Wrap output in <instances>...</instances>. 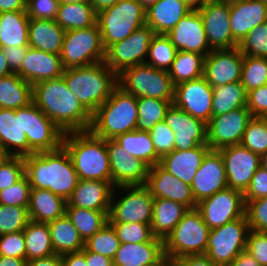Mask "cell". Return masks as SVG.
<instances>
[{"mask_svg":"<svg viewBox=\"0 0 267 266\" xmlns=\"http://www.w3.org/2000/svg\"><path fill=\"white\" fill-rule=\"evenodd\" d=\"M247 104V92L241 81L213 88L212 117L228 113Z\"/></svg>","mask_w":267,"mask_h":266,"instance_id":"60d3db41","label":"cell"},{"mask_svg":"<svg viewBox=\"0 0 267 266\" xmlns=\"http://www.w3.org/2000/svg\"><path fill=\"white\" fill-rule=\"evenodd\" d=\"M229 7L230 28L238 44L254 27L267 21V3L262 0H245Z\"/></svg>","mask_w":267,"mask_h":266,"instance_id":"83f0119b","label":"cell"},{"mask_svg":"<svg viewBox=\"0 0 267 266\" xmlns=\"http://www.w3.org/2000/svg\"><path fill=\"white\" fill-rule=\"evenodd\" d=\"M190 186L197 203L228 187L224 162L219 150H209L206 153Z\"/></svg>","mask_w":267,"mask_h":266,"instance_id":"603a6c76","label":"cell"},{"mask_svg":"<svg viewBox=\"0 0 267 266\" xmlns=\"http://www.w3.org/2000/svg\"><path fill=\"white\" fill-rule=\"evenodd\" d=\"M164 240L154 237L143 243H121L114 266L165 265Z\"/></svg>","mask_w":267,"mask_h":266,"instance_id":"484cf974","label":"cell"},{"mask_svg":"<svg viewBox=\"0 0 267 266\" xmlns=\"http://www.w3.org/2000/svg\"><path fill=\"white\" fill-rule=\"evenodd\" d=\"M252 118L246 106L211 117L207 123V145L210 150L240 144Z\"/></svg>","mask_w":267,"mask_h":266,"instance_id":"9a60e30c","label":"cell"},{"mask_svg":"<svg viewBox=\"0 0 267 266\" xmlns=\"http://www.w3.org/2000/svg\"><path fill=\"white\" fill-rule=\"evenodd\" d=\"M145 10L151 5L156 4L159 0H136Z\"/></svg>","mask_w":267,"mask_h":266,"instance_id":"b9fcfbb0","label":"cell"},{"mask_svg":"<svg viewBox=\"0 0 267 266\" xmlns=\"http://www.w3.org/2000/svg\"><path fill=\"white\" fill-rule=\"evenodd\" d=\"M238 48L243 55L267 58V21L254 27Z\"/></svg>","mask_w":267,"mask_h":266,"instance_id":"f907efd6","label":"cell"},{"mask_svg":"<svg viewBox=\"0 0 267 266\" xmlns=\"http://www.w3.org/2000/svg\"><path fill=\"white\" fill-rule=\"evenodd\" d=\"M219 151L224 162L228 187L244 194L255 171L261 166L260 155L241 144L226 146Z\"/></svg>","mask_w":267,"mask_h":266,"instance_id":"2e32d148","label":"cell"},{"mask_svg":"<svg viewBox=\"0 0 267 266\" xmlns=\"http://www.w3.org/2000/svg\"><path fill=\"white\" fill-rule=\"evenodd\" d=\"M28 140V155L54 151L62 146L64 132L33 102L15 110Z\"/></svg>","mask_w":267,"mask_h":266,"instance_id":"30bf717a","label":"cell"},{"mask_svg":"<svg viewBox=\"0 0 267 266\" xmlns=\"http://www.w3.org/2000/svg\"><path fill=\"white\" fill-rule=\"evenodd\" d=\"M261 166L267 169V153L260 156Z\"/></svg>","mask_w":267,"mask_h":266,"instance_id":"deb4b68c","label":"cell"},{"mask_svg":"<svg viewBox=\"0 0 267 266\" xmlns=\"http://www.w3.org/2000/svg\"><path fill=\"white\" fill-rule=\"evenodd\" d=\"M32 101V85L17 73L0 79V108L16 110L28 106Z\"/></svg>","mask_w":267,"mask_h":266,"instance_id":"8d00e7d4","label":"cell"},{"mask_svg":"<svg viewBox=\"0 0 267 266\" xmlns=\"http://www.w3.org/2000/svg\"><path fill=\"white\" fill-rule=\"evenodd\" d=\"M244 55L238 47L213 49L204 59L203 77L211 87L241 81Z\"/></svg>","mask_w":267,"mask_h":266,"instance_id":"d6986e66","label":"cell"},{"mask_svg":"<svg viewBox=\"0 0 267 266\" xmlns=\"http://www.w3.org/2000/svg\"><path fill=\"white\" fill-rule=\"evenodd\" d=\"M209 232L200 212L189 209L164 240L166 258L178 260L186 255L206 254Z\"/></svg>","mask_w":267,"mask_h":266,"instance_id":"52a82bcc","label":"cell"},{"mask_svg":"<svg viewBox=\"0 0 267 266\" xmlns=\"http://www.w3.org/2000/svg\"><path fill=\"white\" fill-rule=\"evenodd\" d=\"M9 74H12L11 69L2 51V48H0V79Z\"/></svg>","mask_w":267,"mask_h":266,"instance_id":"34e18365","label":"cell"},{"mask_svg":"<svg viewBox=\"0 0 267 266\" xmlns=\"http://www.w3.org/2000/svg\"><path fill=\"white\" fill-rule=\"evenodd\" d=\"M177 51L167 35L155 34L149 45L148 60L145 64L168 71L175 60Z\"/></svg>","mask_w":267,"mask_h":266,"instance_id":"f6af8a7d","label":"cell"},{"mask_svg":"<svg viewBox=\"0 0 267 266\" xmlns=\"http://www.w3.org/2000/svg\"><path fill=\"white\" fill-rule=\"evenodd\" d=\"M62 77L80 103L93 114L118 86V75L105 62L66 68Z\"/></svg>","mask_w":267,"mask_h":266,"instance_id":"277c9868","label":"cell"},{"mask_svg":"<svg viewBox=\"0 0 267 266\" xmlns=\"http://www.w3.org/2000/svg\"><path fill=\"white\" fill-rule=\"evenodd\" d=\"M29 221L28 207L0 205V236L23 231Z\"/></svg>","mask_w":267,"mask_h":266,"instance_id":"681fc988","label":"cell"},{"mask_svg":"<svg viewBox=\"0 0 267 266\" xmlns=\"http://www.w3.org/2000/svg\"><path fill=\"white\" fill-rule=\"evenodd\" d=\"M33 103L64 133L88 131L92 114L66 86L63 77L32 86Z\"/></svg>","mask_w":267,"mask_h":266,"instance_id":"6da1fadb","label":"cell"},{"mask_svg":"<svg viewBox=\"0 0 267 266\" xmlns=\"http://www.w3.org/2000/svg\"><path fill=\"white\" fill-rule=\"evenodd\" d=\"M149 134L153 141L156 154L160 158L171 153L174 150V132L164 121L156 123Z\"/></svg>","mask_w":267,"mask_h":266,"instance_id":"11a10c76","label":"cell"},{"mask_svg":"<svg viewBox=\"0 0 267 266\" xmlns=\"http://www.w3.org/2000/svg\"><path fill=\"white\" fill-rule=\"evenodd\" d=\"M190 11L180 0H159L146 10V25L155 34L167 35Z\"/></svg>","mask_w":267,"mask_h":266,"instance_id":"f546056e","label":"cell"},{"mask_svg":"<svg viewBox=\"0 0 267 266\" xmlns=\"http://www.w3.org/2000/svg\"><path fill=\"white\" fill-rule=\"evenodd\" d=\"M25 250L23 231L0 236V256L25 259Z\"/></svg>","mask_w":267,"mask_h":266,"instance_id":"6f0895ef","label":"cell"},{"mask_svg":"<svg viewBox=\"0 0 267 266\" xmlns=\"http://www.w3.org/2000/svg\"><path fill=\"white\" fill-rule=\"evenodd\" d=\"M25 239L26 261L39 259L55 254L47 223L30 220L23 230Z\"/></svg>","mask_w":267,"mask_h":266,"instance_id":"ab89813d","label":"cell"},{"mask_svg":"<svg viewBox=\"0 0 267 266\" xmlns=\"http://www.w3.org/2000/svg\"><path fill=\"white\" fill-rule=\"evenodd\" d=\"M118 86L135 97L173 101L174 85L168 71L140 64L118 74Z\"/></svg>","mask_w":267,"mask_h":266,"instance_id":"ba28073f","label":"cell"},{"mask_svg":"<svg viewBox=\"0 0 267 266\" xmlns=\"http://www.w3.org/2000/svg\"><path fill=\"white\" fill-rule=\"evenodd\" d=\"M245 215L250 230L255 232H267V197L244 200Z\"/></svg>","mask_w":267,"mask_h":266,"instance_id":"db71d44e","label":"cell"},{"mask_svg":"<svg viewBox=\"0 0 267 266\" xmlns=\"http://www.w3.org/2000/svg\"><path fill=\"white\" fill-rule=\"evenodd\" d=\"M205 57L195 52L177 51L175 60L168 70L174 86L203 76Z\"/></svg>","mask_w":267,"mask_h":266,"instance_id":"7bdbcfd3","label":"cell"},{"mask_svg":"<svg viewBox=\"0 0 267 266\" xmlns=\"http://www.w3.org/2000/svg\"><path fill=\"white\" fill-rule=\"evenodd\" d=\"M59 4H90V0H58Z\"/></svg>","mask_w":267,"mask_h":266,"instance_id":"09005b40","label":"cell"},{"mask_svg":"<svg viewBox=\"0 0 267 266\" xmlns=\"http://www.w3.org/2000/svg\"><path fill=\"white\" fill-rule=\"evenodd\" d=\"M250 232L246 215L210 229L206 255L214 264L225 266L246 250Z\"/></svg>","mask_w":267,"mask_h":266,"instance_id":"8fae6325","label":"cell"},{"mask_svg":"<svg viewBox=\"0 0 267 266\" xmlns=\"http://www.w3.org/2000/svg\"><path fill=\"white\" fill-rule=\"evenodd\" d=\"M119 0H90V4L94 7L96 12L110 7L117 3Z\"/></svg>","mask_w":267,"mask_h":266,"instance_id":"753ad0ef","label":"cell"},{"mask_svg":"<svg viewBox=\"0 0 267 266\" xmlns=\"http://www.w3.org/2000/svg\"><path fill=\"white\" fill-rule=\"evenodd\" d=\"M67 201L50 190L31 188L28 206L29 218L40 223H49L65 214Z\"/></svg>","mask_w":267,"mask_h":266,"instance_id":"1f68e13d","label":"cell"},{"mask_svg":"<svg viewBox=\"0 0 267 266\" xmlns=\"http://www.w3.org/2000/svg\"><path fill=\"white\" fill-rule=\"evenodd\" d=\"M60 55L29 47L17 74L32 86L38 82L62 77Z\"/></svg>","mask_w":267,"mask_h":266,"instance_id":"d4e9b609","label":"cell"},{"mask_svg":"<svg viewBox=\"0 0 267 266\" xmlns=\"http://www.w3.org/2000/svg\"><path fill=\"white\" fill-rule=\"evenodd\" d=\"M240 144L260 156L267 153V118L253 117Z\"/></svg>","mask_w":267,"mask_h":266,"instance_id":"c3c4849f","label":"cell"},{"mask_svg":"<svg viewBox=\"0 0 267 266\" xmlns=\"http://www.w3.org/2000/svg\"><path fill=\"white\" fill-rule=\"evenodd\" d=\"M27 266H62L61 255L53 254L47 257L27 261Z\"/></svg>","mask_w":267,"mask_h":266,"instance_id":"89a4df30","label":"cell"},{"mask_svg":"<svg viewBox=\"0 0 267 266\" xmlns=\"http://www.w3.org/2000/svg\"><path fill=\"white\" fill-rule=\"evenodd\" d=\"M62 266H88L85 255L79 252L61 255Z\"/></svg>","mask_w":267,"mask_h":266,"instance_id":"003e7915","label":"cell"},{"mask_svg":"<svg viewBox=\"0 0 267 266\" xmlns=\"http://www.w3.org/2000/svg\"><path fill=\"white\" fill-rule=\"evenodd\" d=\"M26 11L0 13V48L29 47Z\"/></svg>","mask_w":267,"mask_h":266,"instance_id":"e575fe53","label":"cell"},{"mask_svg":"<svg viewBox=\"0 0 267 266\" xmlns=\"http://www.w3.org/2000/svg\"><path fill=\"white\" fill-rule=\"evenodd\" d=\"M243 195L244 200H255L267 197V169L260 166L255 171L251 183Z\"/></svg>","mask_w":267,"mask_h":266,"instance_id":"6125c7cd","label":"cell"},{"mask_svg":"<svg viewBox=\"0 0 267 266\" xmlns=\"http://www.w3.org/2000/svg\"><path fill=\"white\" fill-rule=\"evenodd\" d=\"M0 266H27L26 259L0 256Z\"/></svg>","mask_w":267,"mask_h":266,"instance_id":"8c879c8a","label":"cell"},{"mask_svg":"<svg viewBox=\"0 0 267 266\" xmlns=\"http://www.w3.org/2000/svg\"><path fill=\"white\" fill-rule=\"evenodd\" d=\"M154 35L153 29L146 24L136 29L127 38L105 50V64L117 75L128 67L145 64Z\"/></svg>","mask_w":267,"mask_h":266,"instance_id":"4fadbf2b","label":"cell"},{"mask_svg":"<svg viewBox=\"0 0 267 266\" xmlns=\"http://www.w3.org/2000/svg\"><path fill=\"white\" fill-rule=\"evenodd\" d=\"M225 266H261V265L247 250H244L229 264Z\"/></svg>","mask_w":267,"mask_h":266,"instance_id":"a7ac6f4b","label":"cell"},{"mask_svg":"<svg viewBox=\"0 0 267 266\" xmlns=\"http://www.w3.org/2000/svg\"><path fill=\"white\" fill-rule=\"evenodd\" d=\"M164 122L174 132V149L188 150L207 145V123L175 107L166 112Z\"/></svg>","mask_w":267,"mask_h":266,"instance_id":"44dd1931","label":"cell"},{"mask_svg":"<svg viewBox=\"0 0 267 266\" xmlns=\"http://www.w3.org/2000/svg\"><path fill=\"white\" fill-rule=\"evenodd\" d=\"M64 34L65 30L54 20L29 19V47L46 53L60 55Z\"/></svg>","mask_w":267,"mask_h":266,"instance_id":"4dcf8cb0","label":"cell"},{"mask_svg":"<svg viewBox=\"0 0 267 266\" xmlns=\"http://www.w3.org/2000/svg\"><path fill=\"white\" fill-rule=\"evenodd\" d=\"M114 186L107 181L79 180L66 206L109 211Z\"/></svg>","mask_w":267,"mask_h":266,"instance_id":"4316f807","label":"cell"},{"mask_svg":"<svg viewBox=\"0 0 267 266\" xmlns=\"http://www.w3.org/2000/svg\"><path fill=\"white\" fill-rule=\"evenodd\" d=\"M29 47H4L2 51L8 61L12 73L20 70L21 64L27 54Z\"/></svg>","mask_w":267,"mask_h":266,"instance_id":"be15d7a7","label":"cell"},{"mask_svg":"<svg viewBox=\"0 0 267 266\" xmlns=\"http://www.w3.org/2000/svg\"><path fill=\"white\" fill-rule=\"evenodd\" d=\"M24 166L31 188L50 190L66 201L80 180L63 146L24 157Z\"/></svg>","mask_w":267,"mask_h":266,"instance_id":"7a4b0ae2","label":"cell"},{"mask_svg":"<svg viewBox=\"0 0 267 266\" xmlns=\"http://www.w3.org/2000/svg\"><path fill=\"white\" fill-rule=\"evenodd\" d=\"M196 209L210 229L220 227L245 215L244 195L227 187L199 201Z\"/></svg>","mask_w":267,"mask_h":266,"instance_id":"5bb4252c","label":"cell"},{"mask_svg":"<svg viewBox=\"0 0 267 266\" xmlns=\"http://www.w3.org/2000/svg\"><path fill=\"white\" fill-rule=\"evenodd\" d=\"M213 87L202 76L174 87L173 105L208 123L212 117Z\"/></svg>","mask_w":267,"mask_h":266,"instance_id":"e0dca14e","label":"cell"},{"mask_svg":"<svg viewBox=\"0 0 267 266\" xmlns=\"http://www.w3.org/2000/svg\"><path fill=\"white\" fill-rule=\"evenodd\" d=\"M165 266H184L179 260L166 259Z\"/></svg>","mask_w":267,"mask_h":266,"instance_id":"979ff035","label":"cell"},{"mask_svg":"<svg viewBox=\"0 0 267 266\" xmlns=\"http://www.w3.org/2000/svg\"><path fill=\"white\" fill-rule=\"evenodd\" d=\"M173 101L155 98H137L138 119L136 130L150 132L156 123L164 121L165 115Z\"/></svg>","mask_w":267,"mask_h":266,"instance_id":"ee69618b","label":"cell"},{"mask_svg":"<svg viewBox=\"0 0 267 266\" xmlns=\"http://www.w3.org/2000/svg\"><path fill=\"white\" fill-rule=\"evenodd\" d=\"M110 224L115 229L121 243H143L154 238L149 224L138 222Z\"/></svg>","mask_w":267,"mask_h":266,"instance_id":"816d5d0a","label":"cell"},{"mask_svg":"<svg viewBox=\"0 0 267 266\" xmlns=\"http://www.w3.org/2000/svg\"><path fill=\"white\" fill-rule=\"evenodd\" d=\"M137 97L117 86L110 97L92 114L90 131L105 140L136 130Z\"/></svg>","mask_w":267,"mask_h":266,"instance_id":"5b68a950","label":"cell"},{"mask_svg":"<svg viewBox=\"0 0 267 266\" xmlns=\"http://www.w3.org/2000/svg\"><path fill=\"white\" fill-rule=\"evenodd\" d=\"M26 11L22 0H0V13Z\"/></svg>","mask_w":267,"mask_h":266,"instance_id":"2644e50d","label":"cell"},{"mask_svg":"<svg viewBox=\"0 0 267 266\" xmlns=\"http://www.w3.org/2000/svg\"><path fill=\"white\" fill-rule=\"evenodd\" d=\"M131 156L141 159L149 167L160 162L149 132L133 130L114 139Z\"/></svg>","mask_w":267,"mask_h":266,"instance_id":"74e56055","label":"cell"},{"mask_svg":"<svg viewBox=\"0 0 267 266\" xmlns=\"http://www.w3.org/2000/svg\"><path fill=\"white\" fill-rule=\"evenodd\" d=\"M219 1L225 2V3H227L228 5H232V4H236V3L243 2V1H245V0H219Z\"/></svg>","mask_w":267,"mask_h":266,"instance_id":"67dfc351","label":"cell"},{"mask_svg":"<svg viewBox=\"0 0 267 266\" xmlns=\"http://www.w3.org/2000/svg\"><path fill=\"white\" fill-rule=\"evenodd\" d=\"M210 48L238 47L230 28V7L219 0H208L199 10Z\"/></svg>","mask_w":267,"mask_h":266,"instance_id":"ac0fdd59","label":"cell"},{"mask_svg":"<svg viewBox=\"0 0 267 266\" xmlns=\"http://www.w3.org/2000/svg\"><path fill=\"white\" fill-rule=\"evenodd\" d=\"M24 176V157L12 156L0 166V191L12 186Z\"/></svg>","mask_w":267,"mask_h":266,"instance_id":"9f6ffc18","label":"cell"},{"mask_svg":"<svg viewBox=\"0 0 267 266\" xmlns=\"http://www.w3.org/2000/svg\"><path fill=\"white\" fill-rule=\"evenodd\" d=\"M167 36L178 51L195 52L204 57L212 51L198 10H191L181 18Z\"/></svg>","mask_w":267,"mask_h":266,"instance_id":"cb8c5ba5","label":"cell"},{"mask_svg":"<svg viewBox=\"0 0 267 266\" xmlns=\"http://www.w3.org/2000/svg\"><path fill=\"white\" fill-rule=\"evenodd\" d=\"M96 23L104 49L146 24V10L136 0H119L97 12Z\"/></svg>","mask_w":267,"mask_h":266,"instance_id":"8992f818","label":"cell"},{"mask_svg":"<svg viewBox=\"0 0 267 266\" xmlns=\"http://www.w3.org/2000/svg\"><path fill=\"white\" fill-rule=\"evenodd\" d=\"M47 225L55 254L63 255L79 252L85 247V242L79 231L66 214L47 223Z\"/></svg>","mask_w":267,"mask_h":266,"instance_id":"d590c367","label":"cell"},{"mask_svg":"<svg viewBox=\"0 0 267 266\" xmlns=\"http://www.w3.org/2000/svg\"><path fill=\"white\" fill-rule=\"evenodd\" d=\"M58 7V0H30L25 10L29 18L55 20Z\"/></svg>","mask_w":267,"mask_h":266,"instance_id":"680465c9","label":"cell"},{"mask_svg":"<svg viewBox=\"0 0 267 266\" xmlns=\"http://www.w3.org/2000/svg\"><path fill=\"white\" fill-rule=\"evenodd\" d=\"M145 186L154 198L179 202L188 209L197 206L191 186L173 176L159 163L150 167Z\"/></svg>","mask_w":267,"mask_h":266,"instance_id":"7402d4cb","label":"cell"},{"mask_svg":"<svg viewBox=\"0 0 267 266\" xmlns=\"http://www.w3.org/2000/svg\"><path fill=\"white\" fill-rule=\"evenodd\" d=\"M184 266H219L206 254L186 255L178 259Z\"/></svg>","mask_w":267,"mask_h":266,"instance_id":"03108f58","label":"cell"},{"mask_svg":"<svg viewBox=\"0 0 267 266\" xmlns=\"http://www.w3.org/2000/svg\"><path fill=\"white\" fill-rule=\"evenodd\" d=\"M120 244L115 229L107 222L98 232L85 241V248L88 251L114 259Z\"/></svg>","mask_w":267,"mask_h":266,"instance_id":"7dc6e473","label":"cell"},{"mask_svg":"<svg viewBox=\"0 0 267 266\" xmlns=\"http://www.w3.org/2000/svg\"><path fill=\"white\" fill-rule=\"evenodd\" d=\"M208 145H199L188 150H176L163 156L159 164L176 178L191 185L206 153Z\"/></svg>","mask_w":267,"mask_h":266,"instance_id":"f1b7e54d","label":"cell"},{"mask_svg":"<svg viewBox=\"0 0 267 266\" xmlns=\"http://www.w3.org/2000/svg\"><path fill=\"white\" fill-rule=\"evenodd\" d=\"M31 185L26 176L0 191V205L28 207Z\"/></svg>","mask_w":267,"mask_h":266,"instance_id":"f5cc1de1","label":"cell"},{"mask_svg":"<svg viewBox=\"0 0 267 266\" xmlns=\"http://www.w3.org/2000/svg\"><path fill=\"white\" fill-rule=\"evenodd\" d=\"M60 58L64 69L103 62L105 49L97 23L89 28L65 31Z\"/></svg>","mask_w":267,"mask_h":266,"instance_id":"9c48e42d","label":"cell"},{"mask_svg":"<svg viewBox=\"0 0 267 266\" xmlns=\"http://www.w3.org/2000/svg\"><path fill=\"white\" fill-rule=\"evenodd\" d=\"M22 1L26 5L30 0H22Z\"/></svg>","mask_w":267,"mask_h":266,"instance_id":"603ad722","label":"cell"},{"mask_svg":"<svg viewBox=\"0 0 267 266\" xmlns=\"http://www.w3.org/2000/svg\"><path fill=\"white\" fill-rule=\"evenodd\" d=\"M141 266H165V265H141Z\"/></svg>","mask_w":267,"mask_h":266,"instance_id":"b62a3aed","label":"cell"},{"mask_svg":"<svg viewBox=\"0 0 267 266\" xmlns=\"http://www.w3.org/2000/svg\"><path fill=\"white\" fill-rule=\"evenodd\" d=\"M81 252L85 255L88 266H114L113 259L102 254L88 251L85 247Z\"/></svg>","mask_w":267,"mask_h":266,"instance_id":"e7e4bbea","label":"cell"},{"mask_svg":"<svg viewBox=\"0 0 267 266\" xmlns=\"http://www.w3.org/2000/svg\"><path fill=\"white\" fill-rule=\"evenodd\" d=\"M246 107L252 117L267 118V84L247 92Z\"/></svg>","mask_w":267,"mask_h":266,"instance_id":"94428289","label":"cell"},{"mask_svg":"<svg viewBox=\"0 0 267 266\" xmlns=\"http://www.w3.org/2000/svg\"><path fill=\"white\" fill-rule=\"evenodd\" d=\"M97 12L91 4H59L55 22L65 31L94 26Z\"/></svg>","mask_w":267,"mask_h":266,"instance_id":"f35d334b","label":"cell"},{"mask_svg":"<svg viewBox=\"0 0 267 266\" xmlns=\"http://www.w3.org/2000/svg\"><path fill=\"white\" fill-rule=\"evenodd\" d=\"M191 10H199L208 0H180Z\"/></svg>","mask_w":267,"mask_h":266,"instance_id":"11e5206c","label":"cell"},{"mask_svg":"<svg viewBox=\"0 0 267 266\" xmlns=\"http://www.w3.org/2000/svg\"><path fill=\"white\" fill-rule=\"evenodd\" d=\"M246 250L261 266H267V232L250 230Z\"/></svg>","mask_w":267,"mask_h":266,"instance_id":"91938a15","label":"cell"},{"mask_svg":"<svg viewBox=\"0 0 267 266\" xmlns=\"http://www.w3.org/2000/svg\"><path fill=\"white\" fill-rule=\"evenodd\" d=\"M65 214L74 224L85 242L108 222L109 211H97L76 206H66Z\"/></svg>","mask_w":267,"mask_h":266,"instance_id":"b9f144b4","label":"cell"},{"mask_svg":"<svg viewBox=\"0 0 267 266\" xmlns=\"http://www.w3.org/2000/svg\"><path fill=\"white\" fill-rule=\"evenodd\" d=\"M188 210L179 202L154 198L150 225L154 237L165 240Z\"/></svg>","mask_w":267,"mask_h":266,"instance_id":"836d02e7","label":"cell"},{"mask_svg":"<svg viewBox=\"0 0 267 266\" xmlns=\"http://www.w3.org/2000/svg\"><path fill=\"white\" fill-rule=\"evenodd\" d=\"M124 191L126 194L116 200L115 189ZM114 200V201H113ZM154 197L145 185L118 186L114 187L110 210L109 223L138 222L151 225L153 214Z\"/></svg>","mask_w":267,"mask_h":266,"instance_id":"7c38bea8","label":"cell"},{"mask_svg":"<svg viewBox=\"0 0 267 266\" xmlns=\"http://www.w3.org/2000/svg\"><path fill=\"white\" fill-rule=\"evenodd\" d=\"M241 83L246 92L267 84V58L244 55Z\"/></svg>","mask_w":267,"mask_h":266,"instance_id":"bcb514c9","label":"cell"},{"mask_svg":"<svg viewBox=\"0 0 267 266\" xmlns=\"http://www.w3.org/2000/svg\"><path fill=\"white\" fill-rule=\"evenodd\" d=\"M12 155L0 144V166H2Z\"/></svg>","mask_w":267,"mask_h":266,"instance_id":"2a66077c","label":"cell"},{"mask_svg":"<svg viewBox=\"0 0 267 266\" xmlns=\"http://www.w3.org/2000/svg\"><path fill=\"white\" fill-rule=\"evenodd\" d=\"M62 146L68 152L80 180L112 184L106 140L90 130L64 133Z\"/></svg>","mask_w":267,"mask_h":266,"instance_id":"3957f363","label":"cell"},{"mask_svg":"<svg viewBox=\"0 0 267 266\" xmlns=\"http://www.w3.org/2000/svg\"><path fill=\"white\" fill-rule=\"evenodd\" d=\"M111 180L114 187L145 185L150 167L131 156L114 140H106Z\"/></svg>","mask_w":267,"mask_h":266,"instance_id":"ffe728a7","label":"cell"},{"mask_svg":"<svg viewBox=\"0 0 267 266\" xmlns=\"http://www.w3.org/2000/svg\"><path fill=\"white\" fill-rule=\"evenodd\" d=\"M0 144L12 155L28 156V140L13 109L0 108Z\"/></svg>","mask_w":267,"mask_h":266,"instance_id":"d6a6232c","label":"cell"}]
</instances>
